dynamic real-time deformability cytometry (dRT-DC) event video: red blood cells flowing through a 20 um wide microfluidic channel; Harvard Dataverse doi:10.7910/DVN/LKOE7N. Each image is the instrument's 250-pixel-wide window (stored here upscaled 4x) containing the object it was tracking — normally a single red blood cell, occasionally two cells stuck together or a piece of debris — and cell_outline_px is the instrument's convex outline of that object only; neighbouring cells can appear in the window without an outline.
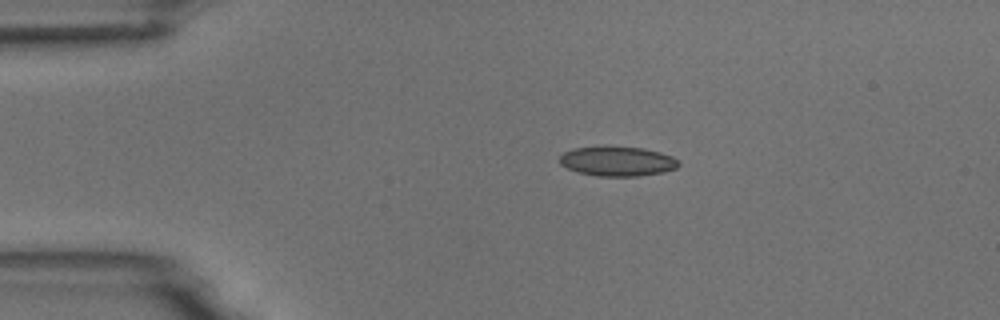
{"species": "common noctule bat (a hibernating species)", "species_latin": "Nyctalus noctula", "temperature_condition": "room temperature", "stored_images_in_passage": 3, "camera_frame_rate_fps": 3000, "um_per_image_px": 0.085, "animal": {"sex": "male", "body_mass_g": 18.8}, "frame": {"image": 1, "passage_image": 1, "time_ms": 0.0, "image_size_px": [1000, 320], "cell_outline_px": [[680, 164], [676, 168], [664, 172], [640, 176], [596, 176], [580, 172], [568, 168], [560, 164], [560, 156], [564, 152], [572, 148], [644, 148], [660, 152], [672, 156]], "centroid_in_image_um": [52.51, 13.73], "position_along_channel_um": 32.5, "area_um2": 20.06}}
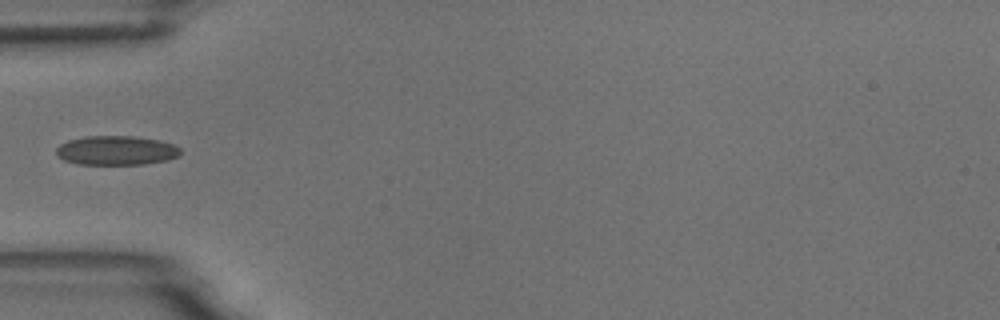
{"frame": {"image": 2, "passage_image": 3, "time_ms": 2.333, "image_size_px": [1000, 320], "cell_outline_px": [[180, 152], [176, 156], [168, 160], [144, 164], [80, 164], [64, 160], [56, 156], [56, 148], [60, 144], [68, 140], [84, 136], [132, 136], [160, 140], [172, 144], [180, 148]], "centroid_in_image_um": [9.85, 12.78], "position_along_channel_um": 75.2, "area_um2": 21.15}}